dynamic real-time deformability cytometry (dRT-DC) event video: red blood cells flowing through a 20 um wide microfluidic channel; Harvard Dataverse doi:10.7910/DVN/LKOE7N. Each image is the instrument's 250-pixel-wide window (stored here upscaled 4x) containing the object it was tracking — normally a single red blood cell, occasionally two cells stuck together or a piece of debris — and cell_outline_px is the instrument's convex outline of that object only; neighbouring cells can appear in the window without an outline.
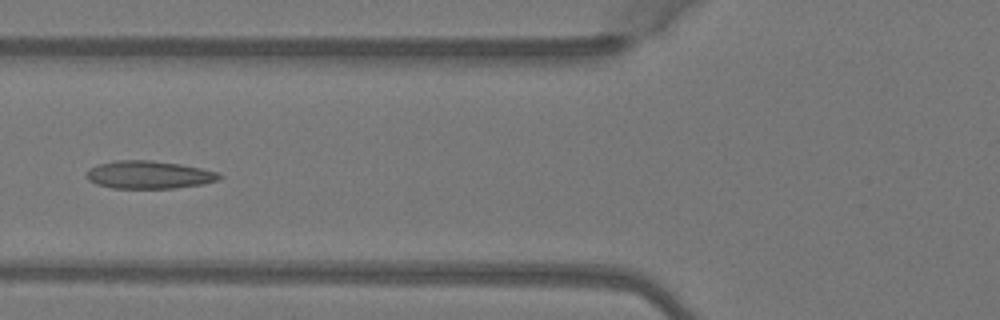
{"species": "Egyptian fruit bat (a non-hibernating species)", "species_latin": "Rousettus aegyptiacus", "temperature_condition": "warm", "stored_images_in_passage": 5, "camera_frame_rate_fps": 3000, "um_per_image_px": 0.085, "animal": {"sex": "female"}, "frame": {"image": 1, "passage_image": 5, "time_ms": 1.333, "image_size_px": [1000, 320], "cell_outline_px": [[224, 176], [216, 180], [204, 184], [172, 188], [112, 188], [96, 184], [88, 180], [84, 176], [88, 168], [96, 164], [116, 160], [152, 160], [180, 164], [200, 168], [216, 172]], "centroid_in_image_um": [12.59, 14.85], "position_along_channel_um": 113.2, "area_um2": 21.68}}